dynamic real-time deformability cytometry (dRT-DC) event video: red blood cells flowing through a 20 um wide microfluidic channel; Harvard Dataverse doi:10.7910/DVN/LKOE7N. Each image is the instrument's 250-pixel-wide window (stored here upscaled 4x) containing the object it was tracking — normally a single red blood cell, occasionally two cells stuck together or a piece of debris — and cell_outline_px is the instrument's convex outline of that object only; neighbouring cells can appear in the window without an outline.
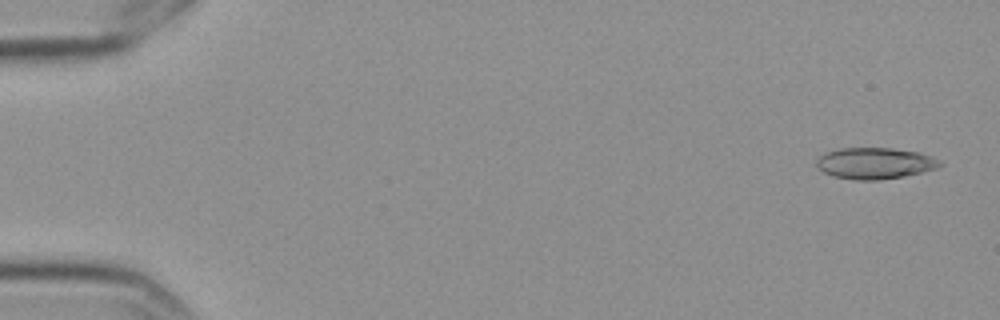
{"species": "Egyptian fruit bat (a non-hibernating species)", "species_latin": "Rousettus aegyptiacus", "temperature_condition": "cold", "stored_images_in_passage": 5, "camera_frame_rate_fps": 3000, "um_per_image_px": 0.085, "frame": {"image": 1, "passage_image": 1, "time_ms": 0.0, "image_size_px": [1000, 320], "cell_outline_px": [[944, 164], [936, 168], [924, 172], [904, 176], [876, 180], [856, 180], [832, 176], [824, 172], [816, 164], [816, 160], [824, 152], [840, 148], [892, 148], [920, 152], [932, 156]], "centroid_in_image_um": [74.38, 13.87], "position_along_channel_um": 10.6, "area_um2": 22.6}}
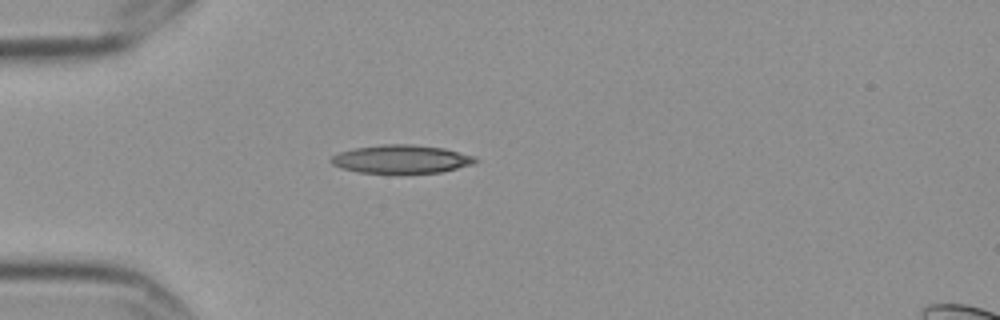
{"frame": {"image": 2, "passage_image": 5, "time_ms": 1.333, "image_size_px": [1000, 320], "cell_outline_px": [[480, 160], [472, 164], [440, 172], [360, 172], [340, 168], [332, 164], [332, 156], [340, 152], [356, 148], [380, 144], [412, 144], [444, 148], [476, 156]], "centroid_in_image_um": [34.14, 13.5], "position_along_channel_um": 50.9, "area_um2": 23.47}}